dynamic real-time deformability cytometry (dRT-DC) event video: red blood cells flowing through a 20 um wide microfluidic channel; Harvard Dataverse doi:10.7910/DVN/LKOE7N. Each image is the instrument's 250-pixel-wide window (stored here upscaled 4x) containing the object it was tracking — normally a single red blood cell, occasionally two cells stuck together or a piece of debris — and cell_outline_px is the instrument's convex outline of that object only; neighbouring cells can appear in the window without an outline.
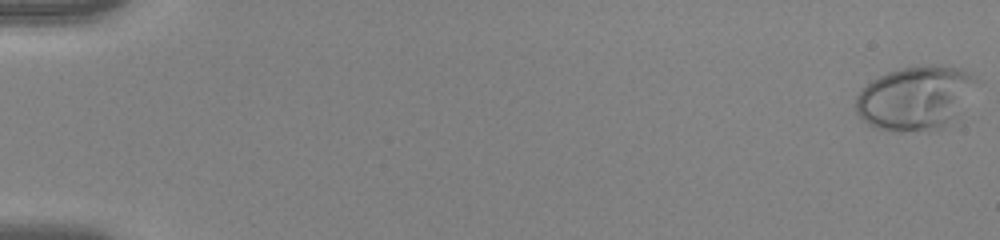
{"species": "human", "species_latin": "Homo sapiens", "temperature_condition": "warm", "stored_images_in_passage": 54, "camera_frame_rate_fps": 3000, "um_per_image_px": 0.085, "donor": {"sex": "female"}, "frame": {"image": 1, "passage_image": 1, "time_ms": 0.0, "image_size_px": [1000, 240], "cell_outline_px": [[980, 80], [956, 120], [940, 132], [892, 132], [868, 124], [856, 112], [856, 96], [872, 80], [888, 72], [900, 68], [936, 64], [940, 64], [960, 68]], "centroid_in_image_um": [77.88, 8.36], "position_along_channel_um": 7.1, "area_um2": 45.84}}
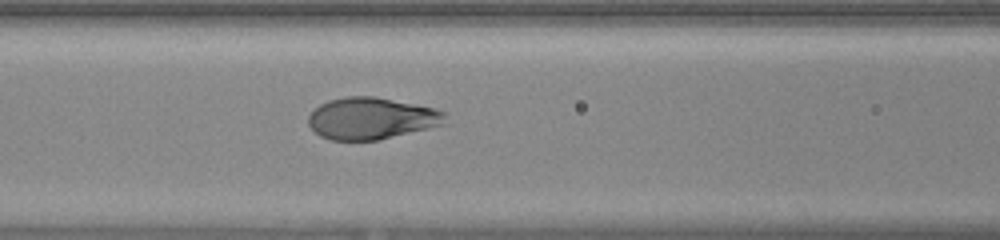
{"frame": {"image": 2, "passage_image": 25, "time_ms": 8.0, "image_size_px": [1000, 240], "cell_outline_px": [[448, 112], [444, 124], [428, 128], [376, 140], [328, 140], [320, 136], [308, 124], [308, 116], [320, 104], [328, 100], [344, 96], [372, 96], [432, 108]], "centroid_in_image_um": [31.54, 10.06], "position_along_channel_um": 135.1, "area_um2": 33.0}}
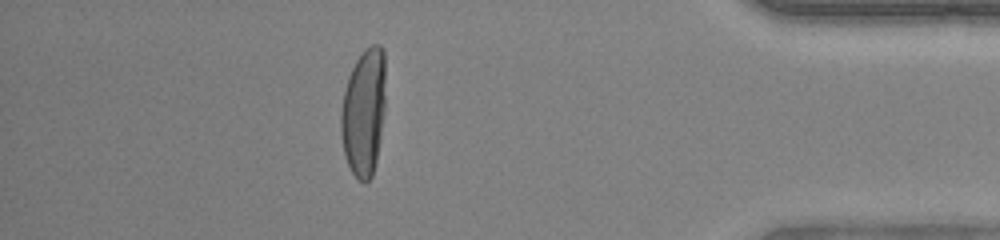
{"frame": {"image": 3, "passage_image": 48, "time_ms": 15.667, "image_size_px": [1000, 240], "cell_outline_px": [[384, 112], [380, 140], [376, 160], [372, 176], [364, 184], [352, 172], [344, 156], [340, 132], [340, 112], [344, 92], [348, 76], [356, 60], [364, 48], [372, 44], [380, 44], [384, 52]], "centroid_in_image_um": [30.9, 9.52], "position_along_channel_um": 404.3, "area_um2": 33.29}, "authors_computed_cell_mechanics": {"area_um2": 34.4777, "velocity_mm_per_s": 3.9642, "shape_relaxation_time_tau1_ms": 4.6692, "shape_relaxation_time_tau2_ms": null, "deformation_change_tau1": 0.2821, "deformation_change_tau2": null}}